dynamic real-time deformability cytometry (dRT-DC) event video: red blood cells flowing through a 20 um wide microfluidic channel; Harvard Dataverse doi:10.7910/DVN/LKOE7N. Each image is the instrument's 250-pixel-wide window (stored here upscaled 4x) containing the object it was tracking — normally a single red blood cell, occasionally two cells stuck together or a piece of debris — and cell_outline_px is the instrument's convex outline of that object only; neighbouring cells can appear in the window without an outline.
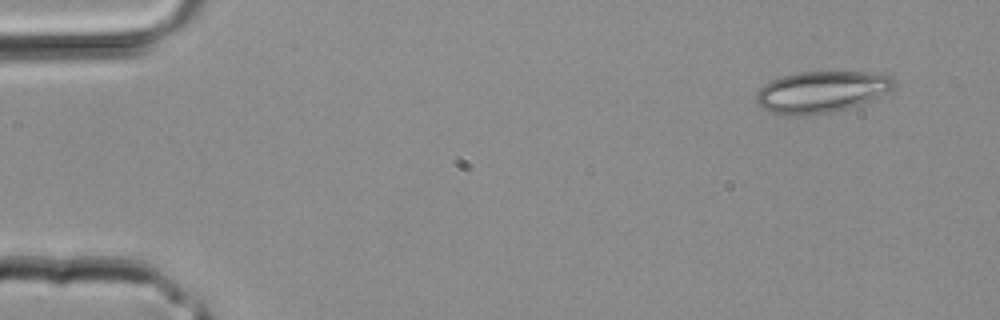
{"species": "common noctule bat (a hibernating species)", "species_latin": "Nyctalus noctula", "temperature_condition": "room temperature", "stored_images_in_passage": 3, "camera_frame_rate_fps": 3000, "um_per_image_px": 0.085, "animal": {"sex": "male", "body_mass_g": 20.4}, "frame": {"image": 1, "passage_image": 1, "time_ms": 0.0, "image_size_px": [1000, 320], "cell_outline_px": [[896, 84], [888, 92], [872, 100], [860, 104], [832, 112], [800, 116], [788, 116], [772, 112], [764, 108], [756, 100], [756, 92], [764, 84], [780, 76], [800, 72], [876, 72], [892, 76], [896, 80]], "centroid_in_image_um": [69.85, 7.8], "position_along_channel_um": 15.1, "area_um2": 33.47}}